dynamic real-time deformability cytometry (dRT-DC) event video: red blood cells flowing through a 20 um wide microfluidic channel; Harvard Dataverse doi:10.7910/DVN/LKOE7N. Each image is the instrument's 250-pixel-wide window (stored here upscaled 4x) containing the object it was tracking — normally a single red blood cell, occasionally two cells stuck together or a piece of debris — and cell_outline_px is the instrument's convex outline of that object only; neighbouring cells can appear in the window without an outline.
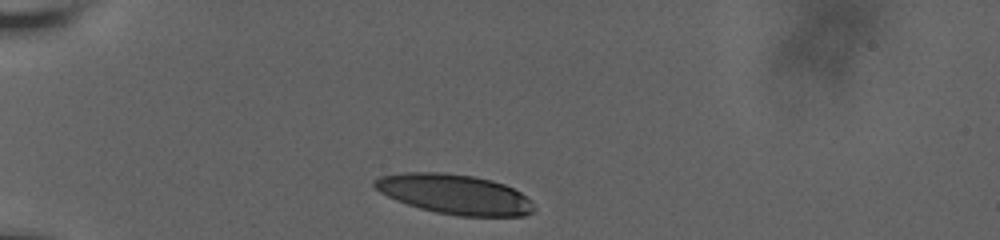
{"species": "human", "species_latin": "Homo sapiens", "temperature_condition": "room temperature", "stored_images_in_passage": 32, "camera_frame_rate_fps": 3000, "um_per_image_px": 0.085, "donor": {"sex": "male"}, "frame": {"image": 1, "passage_image": 1, "time_ms": 0.0, "image_size_px": [1000, 240], "cell_outline_px": [[536, 208], [532, 212], [524, 216], [460, 216], [436, 212], [420, 208], [396, 200], [380, 192], [372, 184], [372, 180], [380, 176], [404, 172], [444, 172], [472, 176], [492, 180], [504, 184], [520, 192], [532, 200]], "centroid_in_image_um": [38.65, 16.5], "position_along_channel_um": 46.3, "area_um2": 37.11}}
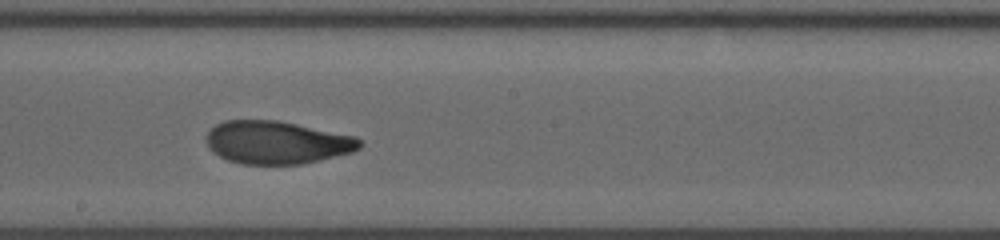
{"frame": {"image": 2, "passage_image": 20, "time_ms": 6.0, "image_size_px": [1000, 240], "cell_outline_px": [[364, 144], [360, 148], [352, 152], [320, 160], [300, 164], [240, 164], [228, 160], [212, 152], [208, 148], [204, 140], [204, 136], [208, 128], [224, 120], [276, 120], [356, 136]], "centroid_in_image_um": [23.48, 12.1], "position_along_channel_um": 224.7, "area_um2": 38.73}}
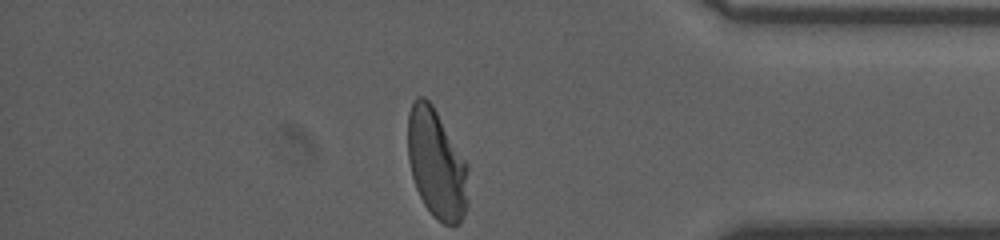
{"frame": {"image": 3, "passage_image": 32, "time_ms": 11.333, "image_size_px": [1000, 240], "cell_outline_px": [[468, 204], [460, 224], [444, 224], [432, 216], [424, 204], [416, 188], [412, 176], [408, 160], [408, 112], [416, 96], [424, 96], [432, 104], [468, 164]], "centroid_in_image_um": [37.11, 13.94], "position_along_channel_um": 398.1, "area_um2": 38.73}, "authors_computed_cell_mechanics": {"area_um2": 38.8416, "velocity_mm_per_s": 3.6453, "shape_relaxation_time_tau1_ms": 6.6844, "shape_relaxation_time_tau2_ms": 1.0996, "deformation_change_tau1": 0.216, "deformation_change_tau2": 0.0704}}